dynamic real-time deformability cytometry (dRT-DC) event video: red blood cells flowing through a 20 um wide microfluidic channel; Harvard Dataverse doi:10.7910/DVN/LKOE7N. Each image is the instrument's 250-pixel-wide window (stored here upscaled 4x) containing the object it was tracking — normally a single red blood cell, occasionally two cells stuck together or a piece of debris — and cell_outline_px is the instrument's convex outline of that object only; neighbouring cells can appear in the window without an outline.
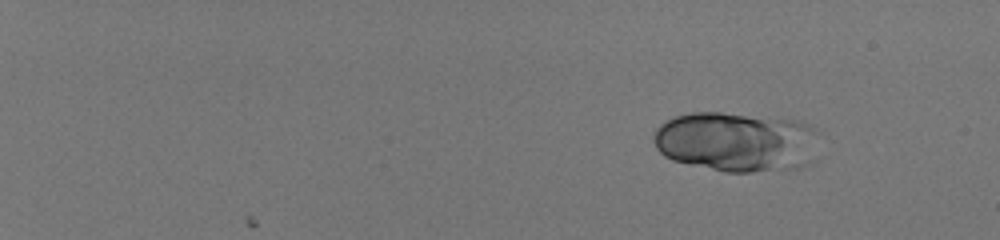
{"species": "human", "species_latin": "Homo sapiens", "temperature_condition": "room temperature", "stored_images_in_passage": 49, "camera_frame_rate_fps": 3000, "um_per_image_px": 0.085, "donor": {"sex": "male"}, "frame": {"image": 1, "passage_image": 1, "time_ms": 0.0, "image_size_px": [1000, 240], "cell_outline_px": [[812, 164], [796, 168], [752, 172], [724, 172], [672, 160], [664, 156], [656, 148], [656, 128], [660, 124], [672, 116], [692, 112], [720, 112], [800, 120], [812, 124]], "centroid_in_image_um": [62.54, 12.05], "position_along_channel_um": 22.5, "area_um2": 57.51}}
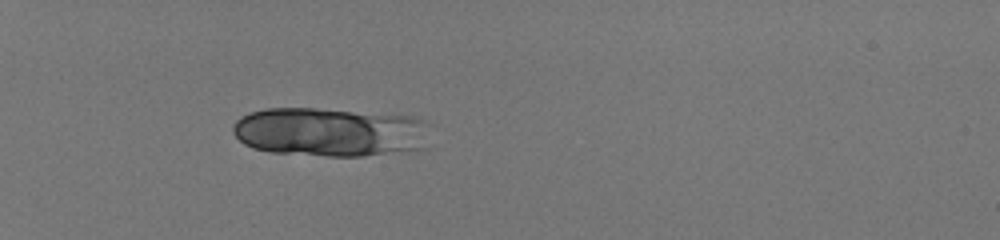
{"frame": {"image": 2, "passage_image": 15, "time_ms": 4.667, "image_size_px": [1000, 240], "cell_outline_px": [[428, 124], [420, 148], [364, 156], [328, 156], [272, 152], [252, 148], [244, 144], [232, 132], [232, 124], [240, 116], [248, 112], [264, 108], [316, 108], [412, 116], [424, 120]], "centroid_in_image_um": [27.93, 11.2], "position_along_channel_um": 57.1, "area_um2": 56.07}}